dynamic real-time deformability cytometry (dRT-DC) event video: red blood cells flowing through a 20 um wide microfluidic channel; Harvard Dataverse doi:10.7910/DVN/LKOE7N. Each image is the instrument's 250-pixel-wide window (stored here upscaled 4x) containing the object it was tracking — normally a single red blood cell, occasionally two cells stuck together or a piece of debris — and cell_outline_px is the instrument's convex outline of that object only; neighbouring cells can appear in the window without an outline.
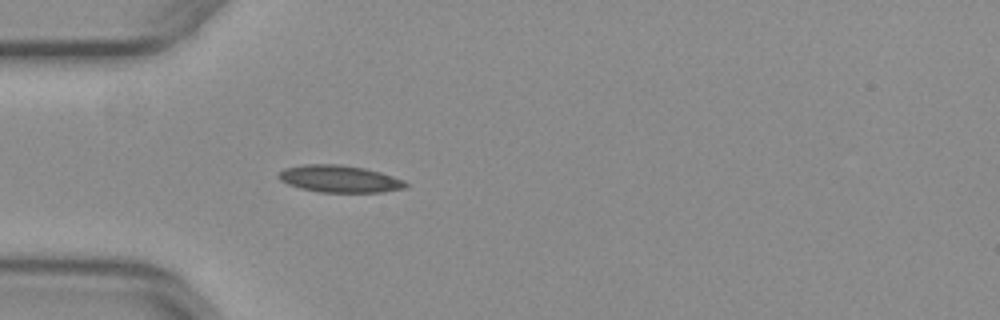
{"species": "common noctule bat (a hibernating species)", "species_latin": "Nyctalus noctula", "temperature_condition": "warm", "stored_images_in_passage": 37, "camera_frame_rate_fps": 3000, "um_per_image_px": 0.085, "animal": {"sex": "female", "body_mass_g": 29.2, "forearm_length_mm": 56.3}, "frame": {"image": 1, "passage_image": 1, "time_ms": 0.0, "image_size_px": [1000, 320], "cell_outline_px": [[408, 188], [380, 192], [320, 192], [300, 188], [288, 184], [280, 180], [276, 176], [284, 168], [304, 164], [340, 164], [364, 168], [380, 172], [404, 180], [408, 184]], "centroid_in_image_um": [28.86, 15.2], "position_along_channel_um": 56.1, "area_um2": 20.11}}
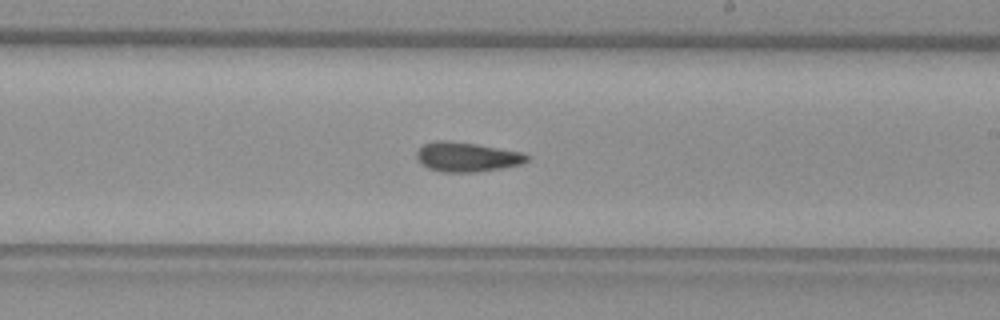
{"frame": {"image": 2, "passage_image": 16, "time_ms": 5.0, "image_size_px": [1000, 320], "cell_outline_px": [[528, 160], [520, 164], [500, 168], [476, 172], [440, 172], [428, 168], [420, 164], [416, 156], [416, 152], [424, 144], [436, 140], [448, 140], [476, 144], [520, 152], [528, 156]], "centroid_in_image_um": [39.61, 13.34], "position_along_channel_um": 249.4, "area_um2": 18.84}}
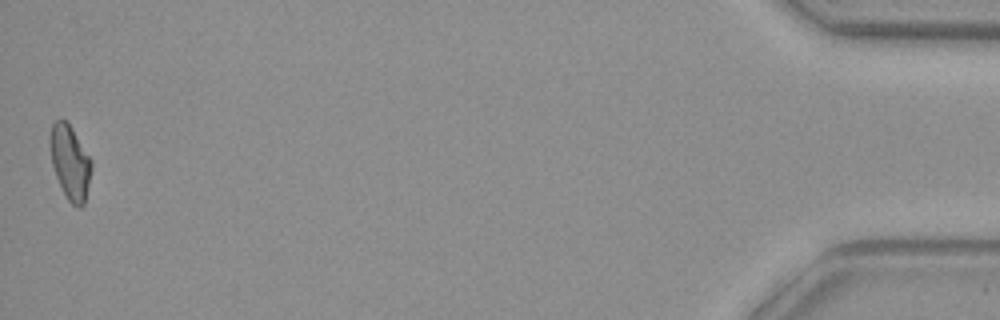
{"frame": {"image": 3, "passage_image": 37, "time_ms": 12.0, "image_size_px": [1000, 320], "cell_outline_px": [[92, 168], [84, 204], [80, 208], [76, 208], [68, 200], [56, 176], [52, 164], [48, 144], [48, 140], [52, 124], [60, 116], [72, 128], [92, 160]], "centroid_in_image_um": [5.94, 13.77], "position_along_channel_um": 429.3, "area_um2": 18.03}, "authors_computed_cell_mechanics": {"area_um2": 18.5538, "velocity_mm_per_s": 3.9827, "shape_relaxation_time_tau1_ms": 6.3599, "shape_relaxation_time_tau2_ms": 4.2197, "deformation_change_tau1": 0.1711, "deformation_change_tau2": 0.1046}}